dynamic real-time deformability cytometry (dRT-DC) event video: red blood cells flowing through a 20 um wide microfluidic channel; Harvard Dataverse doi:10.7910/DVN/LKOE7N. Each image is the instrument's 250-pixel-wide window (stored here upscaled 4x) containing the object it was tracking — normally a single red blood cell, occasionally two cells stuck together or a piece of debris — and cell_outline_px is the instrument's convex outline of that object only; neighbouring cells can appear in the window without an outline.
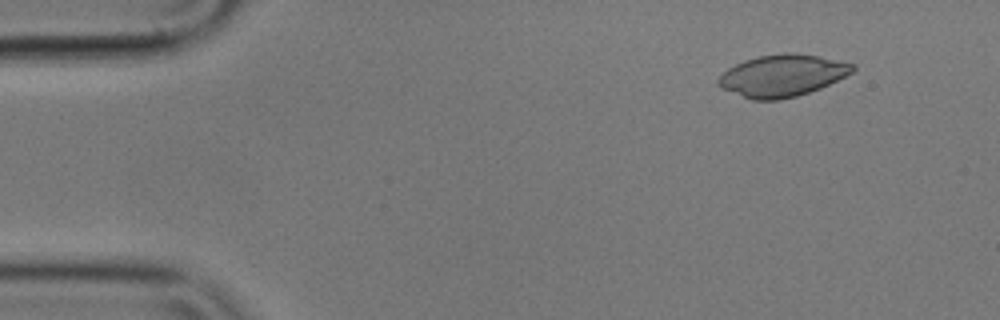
{"species": "common noctule bat (a hibernating species)", "species_latin": "Nyctalus noctula", "temperature_condition": "cold", "stored_images_in_passage": 6, "camera_frame_rate_fps": 3000, "um_per_image_px": 0.085, "animal": {"sex": "male", "body_mass_g": 17.9}, "frame": {"image": 1, "passage_image": 2, "time_ms": 0.333, "image_size_px": [1000, 320], "cell_outline_px": [[856, 68], [852, 72], [820, 88], [796, 96], [780, 100], [752, 100], [720, 88], [716, 84], [716, 80], [728, 68], [744, 60], [760, 56], [784, 52], [792, 52], [816, 56], [856, 64]], "centroid_in_image_um": [66.45, 6.43], "position_along_channel_um": 18.5, "area_um2": 32.66}}